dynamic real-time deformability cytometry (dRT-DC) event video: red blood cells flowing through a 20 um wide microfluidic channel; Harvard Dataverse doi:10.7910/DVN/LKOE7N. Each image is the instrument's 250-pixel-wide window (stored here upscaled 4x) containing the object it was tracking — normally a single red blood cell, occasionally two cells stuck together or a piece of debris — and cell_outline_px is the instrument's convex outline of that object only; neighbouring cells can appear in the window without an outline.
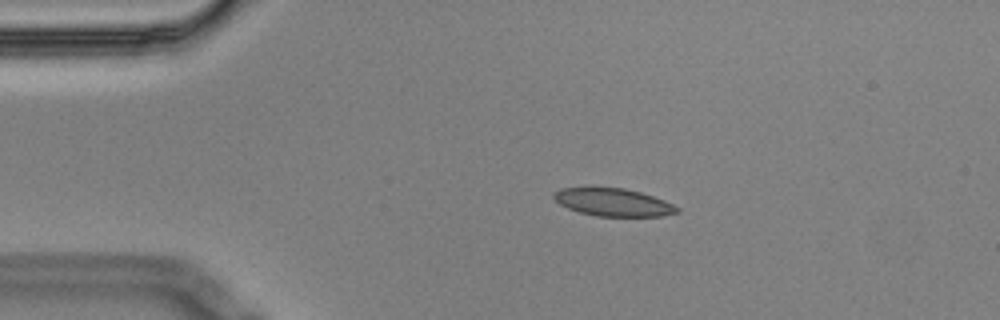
{"species": "Egyptian fruit bat (a non-hibernating species)", "species_latin": "Rousettus aegyptiacus", "temperature_condition": "cold", "stored_images_in_passage": 4, "camera_frame_rate_fps": 3000, "um_per_image_px": 0.085, "animal": {"sex": "male"}, "frame": {"image": 1, "passage_image": 2, "time_ms": 0.333, "image_size_px": [1000, 320], "cell_outline_px": [[680, 212], [660, 216], [596, 216], [580, 212], [568, 208], [560, 204], [552, 196], [552, 192], [560, 188], [588, 184], [624, 188], [640, 192], [664, 200], [680, 208]], "centroid_in_image_um": [52.03, 17.14], "position_along_channel_um": 33.0, "area_um2": 20.69}}
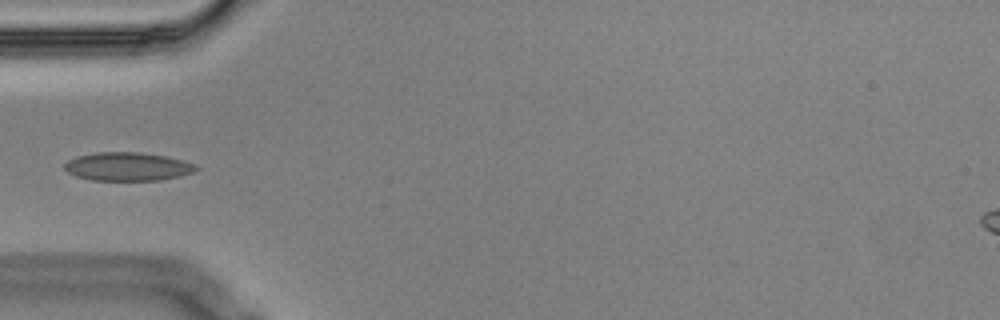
{"frame": {"image": 2, "passage_image": 4, "time_ms": 1.0, "image_size_px": [1000, 320], "cell_outline_px": [[200, 168], [192, 172], [180, 176], [160, 180], [92, 180], [76, 176], [68, 172], [64, 168], [64, 164], [68, 160], [76, 156], [96, 152], [140, 152], [164, 156], [180, 160], [192, 164]], "centroid_in_image_um": [10.8, 14.16], "position_along_channel_um": 74.2, "area_um2": 21.62}}